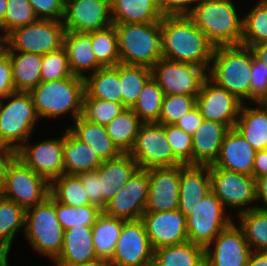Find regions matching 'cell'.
<instances>
[{"mask_svg":"<svg viewBox=\"0 0 267 266\" xmlns=\"http://www.w3.org/2000/svg\"><path fill=\"white\" fill-rule=\"evenodd\" d=\"M160 44L163 58L209 71L215 47L189 16H163Z\"/></svg>","mask_w":267,"mask_h":266,"instance_id":"cell-1","label":"cell"},{"mask_svg":"<svg viewBox=\"0 0 267 266\" xmlns=\"http://www.w3.org/2000/svg\"><path fill=\"white\" fill-rule=\"evenodd\" d=\"M234 0H199L189 17L216 48L241 45L243 15Z\"/></svg>","mask_w":267,"mask_h":266,"instance_id":"cell-2","label":"cell"},{"mask_svg":"<svg viewBox=\"0 0 267 266\" xmlns=\"http://www.w3.org/2000/svg\"><path fill=\"white\" fill-rule=\"evenodd\" d=\"M252 50L244 45L216 47L208 77L241 102H251Z\"/></svg>","mask_w":267,"mask_h":266,"instance_id":"cell-3","label":"cell"},{"mask_svg":"<svg viewBox=\"0 0 267 266\" xmlns=\"http://www.w3.org/2000/svg\"><path fill=\"white\" fill-rule=\"evenodd\" d=\"M39 119L59 118L69 114L74 121L82 116L85 95L84 78H68L40 82L30 92Z\"/></svg>","mask_w":267,"mask_h":266,"instance_id":"cell-4","label":"cell"},{"mask_svg":"<svg viewBox=\"0 0 267 266\" xmlns=\"http://www.w3.org/2000/svg\"><path fill=\"white\" fill-rule=\"evenodd\" d=\"M118 36L120 63L152 67L161 53V21L153 23H113Z\"/></svg>","mask_w":267,"mask_h":266,"instance_id":"cell-5","label":"cell"},{"mask_svg":"<svg viewBox=\"0 0 267 266\" xmlns=\"http://www.w3.org/2000/svg\"><path fill=\"white\" fill-rule=\"evenodd\" d=\"M23 232L34 251L46 256L52 263L58 258L64 229L56 215V199L51 194L42 204L26 210Z\"/></svg>","mask_w":267,"mask_h":266,"instance_id":"cell-6","label":"cell"},{"mask_svg":"<svg viewBox=\"0 0 267 266\" xmlns=\"http://www.w3.org/2000/svg\"><path fill=\"white\" fill-rule=\"evenodd\" d=\"M0 195L27 210L48 198L50 183L14 155L5 166Z\"/></svg>","mask_w":267,"mask_h":266,"instance_id":"cell-7","label":"cell"},{"mask_svg":"<svg viewBox=\"0 0 267 266\" xmlns=\"http://www.w3.org/2000/svg\"><path fill=\"white\" fill-rule=\"evenodd\" d=\"M38 120L29 92L9 94L0 100V141L15 153L31 138Z\"/></svg>","mask_w":267,"mask_h":266,"instance_id":"cell-8","label":"cell"},{"mask_svg":"<svg viewBox=\"0 0 267 266\" xmlns=\"http://www.w3.org/2000/svg\"><path fill=\"white\" fill-rule=\"evenodd\" d=\"M65 32L62 21L39 19L10 32L5 50L45 55L63 47Z\"/></svg>","mask_w":267,"mask_h":266,"instance_id":"cell-9","label":"cell"},{"mask_svg":"<svg viewBox=\"0 0 267 266\" xmlns=\"http://www.w3.org/2000/svg\"><path fill=\"white\" fill-rule=\"evenodd\" d=\"M209 167L211 191L227 211L237 210L238 215L256 208V205H253L257 202L256 179L253 176L215 168L212 165Z\"/></svg>","mask_w":267,"mask_h":266,"instance_id":"cell-10","label":"cell"},{"mask_svg":"<svg viewBox=\"0 0 267 266\" xmlns=\"http://www.w3.org/2000/svg\"><path fill=\"white\" fill-rule=\"evenodd\" d=\"M226 212L219 198L212 191L209 192L186 218L188 240L205 249L233 222L234 217Z\"/></svg>","mask_w":267,"mask_h":266,"instance_id":"cell-11","label":"cell"},{"mask_svg":"<svg viewBox=\"0 0 267 266\" xmlns=\"http://www.w3.org/2000/svg\"><path fill=\"white\" fill-rule=\"evenodd\" d=\"M152 77L164 95L198 96L208 71L203 67L161 58L152 67Z\"/></svg>","mask_w":267,"mask_h":266,"instance_id":"cell-12","label":"cell"},{"mask_svg":"<svg viewBox=\"0 0 267 266\" xmlns=\"http://www.w3.org/2000/svg\"><path fill=\"white\" fill-rule=\"evenodd\" d=\"M129 154L134 158L139 169L182 165L174 156L166 139L165 125L157 122L141 124Z\"/></svg>","mask_w":267,"mask_h":266,"instance_id":"cell-13","label":"cell"},{"mask_svg":"<svg viewBox=\"0 0 267 266\" xmlns=\"http://www.w3.org/2000/svg\"><path fill=\"white\" fill-rule=\"evenodd\" d=\"M30 140L31 138L15 152V155L49 183L64 174V132L59 137L45 139L34 145L30 144Z\"/></svg>","mask_w":267,"mask_h":266,"instance_id":"cell-14","label":"cell"},{"mask_svg":"<svg viewBox=\"0 0 267 266\" xmlns=\"http://www.w3.org/2000/svg\"><path fill=\"white\" fill-rule=\"evenodd\" d=\"M149 191V176L146 169H138L125 183L117 190L103 212L109 216L124 219L138 220L146 211Z\"/></svg>","mask_w":267,"mask_h":266,"instance_id":"cell-15","label":"cell"},{"mask_svg":"<svg viewBox=\"0 0 267 266\" xmlns=\"http://www.w3.org/2000/svg\"><path fill=\"white\" fill-rule=\"evenodd\" d=\"M241 102L235 95L219 87L207 77L196 99L201 116L206 120L220 122L234 128L239 117Z\"/></svg>","mask_w":267,"mask_h":266,"instance_id":"cell-16","label":"cell"},{"mask_svg":"<svg viewBox=\"0 0 267 266\" xmlns=\"http://www.w3.org/2000/svg\"><path fill=\"white\" fill-rule=\"evenodd\" d=\"M154 249L141 219L123 223L112 259V266H138L153 259Z\"/></svg>","mask_w":267,"mask_h":266,"instance_id":"cell-17","label":"cell"},{"mask_svg":"<svg viewBox=\"0 0 267 266\" xmlns=\"http://www.w3.org/2000/svg\"><path fill=\"white\" fill-rule=\"evenodd\" d=\"M235 222L222 230L205 248L206 266H247L252 250Z\"/></svg>","mask_w":267,"mask_h":266,"instance_id":"cell-18","label":"cell"},{"mask_svg":"<svg viewBox=\"0 0 267 266\" xmlns=\"http://www.w3.org/2000/svg\"><path fill=\"white\" fill-rule=\"evenodd\" d=\"M66 31L89 33L111 26L110 0H65Z\"/></svg>","mask_w":267,"mask_h":266,"instance_id":"cell-19","label":"cell"},{"mask_svg":"<svg viewBox=\"0 0 267 266\" xmlns=\"http://www.w3.org/2000/svg\"><path fill=\"white\" fill-rule=\"evenodd\" d=\"M141 220L154 250L188 241L186 216L178 209L145 212Z\"/></svg>","mask_w":267,"mask_h":266,"instance_id":"cell-20","label":"cell"},{"mask_svg":"<svg viewBox=\"0 0 267 266\" xmlns=\"http://www.w3.org/2000/svg\"><path fill=\"white\" fill-rule=\"evenodd\" d=\"M149 176L148 202L145 212L178 209L180 165L146 169Z\"/></svg>","mask_w":267,"mask_h":266,"instance_id":"cell-21","label":"cell"},{"mask_svg":"<svg viewBox=\"0 0 267 266\" xmlns=\"http://www.w3.org/2000/svg\"><path fill=\"white\" fill-rule=\"evenodd\" d=\"M256 150L234 127L230 128L222 141L215 168L253 176V164Z\"/></svg>","mask_w":267,"mask_h":266,"instance_id":"cell-22","label":"cell"},{"mask_svg":"<svg viewBox=\"0 0 267 266\" xmlns=\"http://www.w3.org/2000/svg\"><path fill=\"white\" fill-rule=\"evenodd\" d=\"M209 192H211L209 166L180 165L178 210L186 218Z\"/></svg>","mask_w":267,"mask_h":266,"instance_id":"cell-23","label":"cell"},{"mask_svg":"<svg viewBox=\"0 0 267 266\" xmlns=\"http://www.w3.org/2000/svg\"><path fill=\"white\" fill-rule=\"evenodd\" d=\"M228 131L226 125L204 119L192 135V165H213Z\"/></svg>","mask_w":267,"mask_h":266,"instance_id":"cell-24","label":"cell"},{"mask_svg":"<svg viewBox=\"0 0 267 266\" xmlns=\"http://www.w3.org/2000/svg\"><path fill=\"white\" fill-rule=\"evenodd\" d=\"M97 259L94 249L92 226H73L64 230L63 245L54 265H73Z\"/></svg>","mask_w":267,"mask_h":266,"instance_id":"cell-25","label":"cell"},{"mask_svg":"<svg viewBox=\"0 0 267 266\" xmlns=\"http://www.w3.org/2000/svg\"><path fill=\"white\" fill-rule=\"evenodd\" d=\"M63 47L67 51L68 63L73 75L85 79L86 73L92 74L103 68L97 62L93 52L90 32L66 31Z\"/></svg>","mask_w":267,"mask_h":266,"instance_id":"cell-26","label":"cell"},{"mask_svg":"<svg viewBox=\"0 0 267 266\" xmlns=\"http://www.w3.org/2000/svg\"><path fill=\"white\" fill-rule=\"evenodd\" d=\"M243 103L235 128L256 150L267 149V107L262 102Z\"/></svg>","mask_w":267,"mask_h":266,"instance_id":"cell-27","label":"cell"},{"mask_svg":"<svg viewBox=\"0 0 267 266\" xmlns=\"http://www.w3.org/2000/svg\"><path fill=\"white\" fill-rule=\"evenodd\" d=\"M64 174L78 175L95 171L103 162L96 151L77 139L67 128L63 144Z\"/></svg>","mask_w":267,"mask_h":266,"instance_id":"cell-28","label":"cell"},{"mask_svg":"<svg viewBox=\"0 0 267 266\" xmlns=\"http://www.w3.org/2000/svg\"><path fill=\"white\" fill-rule=\"evenodd\" d=\"M139 169L138 164L129 153L103 161L98 167V177L101 180L102 193L108 202L121 189L128 179Z\"/></svg>","mask_w":267,"mask_h":266,"instance_id":"cell-29","label":"cell"},{"mask_svg":"<svg viewBox=\"0 0 267 266\" xmlns=\"http://www.w3.org/2000/svg\"><path fill=\"white\" fill-rule=\"evenodd\" d=\"M67 129L80 141L90 145L103 160H111L119 157L122 152L113 143L106 127L87 121L79 116Z\"/></svg>","mask_w":267,"mask_h":266,"instance_id":"cell-30","label":"cell"},{"mask_svg":"<svg viewBox=\"0 0 267 266\" xmlns=\"http://www.w3.org/2000/svg\"><path fill=\"white\" fill-rule=\"evenodd\" d=\"M112 23H153L163 17L159 0H110Z\"/></svg>","mask_w":267,"mask_h":266,"instance_id":"cell-31","label":"cell"},{"mask_svg":"<svg viewBox=\"0 0 267 266\" xmlns=\"http://www.w3.org/2000/svg\"><path fill=\"white\" fill-rule=\"evenodd\" d=\"M15 92H30L41 82L42 55L8 52Z\"/></svg>","mask_w":267,"mask_h":266,"instance_id":"cell-32","label":"cell"},{"mask_svg":"<svg viewBox=\"0 0 267 266\" xmlns=\"http://www.w3.org/2000/svg\"><path fill=\"white\" fill-rule=\"evenodd\" d=\"M157 266H206L205 249L189 240L154 250Z\"/></svg>","mask_w":267,"mask_h":266,"instance_id":"cell-33","label":"cell"},{"mask_svg":"<svg viewBox=\"0 0 267 266\" xmlns=\"http://www.w3.org/2000/svg\"><path fill=\"white\" fill-rule=\"evenodd\" d=\"M85 80L84 98H98L122 103L119 72L114 67H104L88 74Z\"/></svg>","mask_w":267,"mask_h":266,"instance_id":"cell-34","label":"cell"},{"mask_svg":"<svg viewBox=\"0 0 267 266\" xmlns=\"http://www.w3.org/2000/svg\"><path fill=\"white\" fill-rule=\"evenodd\" d=\"M126 220L102 212L92 226V237L97 259L110 261Z\"/></svg>","mask_w":267,"mask_h":266,"instance_id":"cell-35","label":"cell"},{"mask_svg":"<svg viewBox=\"0 0 267 266\" xmlns=\"http://www.w3.org/2000/svg\"><path fill=\"white\" fill-rule=\"evenodd\" d=\"M142 123L132 109L126 108L105 127L109 137L118 149L122 153H129L133 149Z\"/></svg>","mask_w":267,"mask_h":266,"instance_id":"cell-36","label":"cell"},{"mask_svg":"<svg viewBox=\"0 0 267 266\" xmlns=\"http://www.w3.org/2000/svg\"><path fill=\"white\" fill-rule=\"evenodd\" d=\"M26 210L0 195V252L10 254L19 230L25 228Z\"/></svg>","mask_w":267,"mask_h":266,"instance_id":"cell-37","label":"cell"},{"mask_svg":"<svg viewBox=\"0 0 267 266\" xmlns=\"http://www.w3.org/2000/svg\"><path fill=\"white\" fill-rule=\"evenodd\" d=\"M120 76L122 104L131 109L146 82L152 77V69L144 66L119 63L114 67Z\"/></svg>","mask_w":267,"mask_h":266,"instance_id":"cell-38","label":"cell"},{"mask_svg":"<svg viewBox=\"0 0 267 266\" xmlns=\"http://www.w3.org/2000/svg\"><path fill=\"white\" fill-rule=\"evenodd\" d=\"M252 251H267V212L254 208L236 215Z\"/></svg>","mask_w":267,"mask_h":266,"instance_id":"cell-39","label":"cell"},{"mask_svg":"<svg viewBox=\"0 0 267 266\" xmlns=\"http://www.w3.org/2000/svg\"><path fill=\"white\" fill-rule=\"evenodd\" d=\"M50 194L65 205L78 207L90 204V199L77 175L62 174L50 183Z\"/></svg>","mask_w":267,"mask_h":266,"instance_id":"cell-40","label":"cell"},{"mask_svg":"<svg viewBox=\"0 0 267 266\" xmlns=\"http://www.w3.org/2000/svg\"><path fill=\"white\" fill-rule=\"evenodd\" d=\"M164 93L158 82L151 77L140 92L135 105L131 108L143 123L158 122Z\"/></svg>","mask_w":267,"mask_h":266,"instance_id":"cell-41","label":"cell"},{"mask_svg":"<svg viewBox=\"0 0 267 266\" xmlns=\"http://www.w3.org/2000/svg\"><path fill=\"white\" fill-rule=\"evenodd\" d=\"M92 49L97 62L104 67H115L120 63L118 36L115 26L90 32Z\"/></svg>","mask_w":267,"mask_h":266,"instance_id":"cell-42","label":"cell"},{"mask_svg":"<svg viewBox=\"0 0 267 266\" xmlns=\"http://www.w3.org/2000/svg\"><path fill=\"white\" fill-rule=\"evenodd\" d=\"M247 14H244L243 37L241 45L267 42V2H256Z\"/></svg>","mask_w":267,"mask_h":266,"instance_id":"cell-43","label":"cell"},{"mask_svg":"<svg viewBox=\"0 0 267 266\" xmlns=\"http://www.w3.org/2000/svg\"><path fill=\"white\" fill-rule=\"evenodd\" d=\"M102 212L94 205L73 207L56 200V215L64 230L80 225L93 226Z\"/></svg>","mask_w":267,"mask_h":266,"instance_id":"cell-44","label":"cell"},{"mask_svg":"<svg viewBox=\"0 0 267 266\" xmlns=\"http://www.w3.org/2000/svg\"><path fill=\"white\" fill-rule=\"evenodd\" d=\"M126 107L122 103L106 101L98 98H84L82 117L89 122L106 126Z\"/></svg>","mask_w":267,"mask_h":266,"instance_id":"cell-45","label":"cell"},{"mask_svg":"<svg viewBox=\"0 0 267 266\" xmlns=\"http://www.w3.org/2000/svg\"><path fill=\"white\" fill-rule=\"evenodd\" d=\"M39 19L29 0H7L6 14L0 32L6 37L14 29L32 24Z\"/></svg>","mask_w":267,"mask_h":266,"instance_id":"cell-46","label":"cell"},{"mask_svg":"<svg viewBox=\"0 0 267 266\" xmlns=\"http://www.w3.org/2000/svg\"><path fill=\"white\" fill-rule=\"evenodd\" d=\"M197 96L164 95L160 118L157 123L175 125L177 121L196 106Z\"/></svg>","mask_w":267,"mask_h":266,"instance_id":"cell-47","label":"cell"},{"mask_svg":"<svg viewBox=\"0 0 267 266\" xmlns=\"http://www.w3.org/2000/svg\"><path fill=\"white\" fill-rule=\"evenodd\" d=\"M72 75L64 47L42 55L41 82L64 79Z\"/></svg>","mask_w":267,"mask_h":266,"instance_id":"cell-48","label":"cell"},{"mask_svg":"<svg viewBox=\"0 0 267 266\" xmlns=\"http://www.w3.org/2000/svg\"><path fill=\"white\" fill-rule=\"evenodd\" d=\"M166 139L174 156L184 165H192V136L175 125H165Z\"/></svg>","mask_w":267,"mask_h":266,"instance_id":"cell-49","label":"cell"},{"mask_svg":"<svg viewBox=\"0 0 267 266\" xmlns=\"http://www.w3.org/2000/svg\"><path fill=\"white\" fill-rule=\"evenodd\" d=\"M251 103L267 100V66L252 52Z\"/></svg>","mask_w":267,"mask_h":266,"instance_id":"cell-50","label":"cell"},{"mask_svg":"<svg viewBox=\"0 0 267 266\" xmlns=\"http://www.w3.org/2000/svg\"><path fill=\"white\" fill-rule=\"evenodd\" d=\"M89 196L90 204L104 210L107 206V201L102 193L101 180L98 177V168L95 171H88L77 175Z\"/></svg>","mask_w":267,"mask_h":266,"instance_id":"cell-51","label":"cell"},{"mask_svg":"<svg viewBox=\"0 0 267 266\" xmlns=\"http://www.w3.org/2000/svg\"><path fill=\"white\" fill-rule=\"evenodd\" d=\"M38 19L62 21L65 0H29Z\"/></svg>","mask_w":267,"mask_h":266,"instance_id":"cell-52","label":"cell"},{"mask_svg":"<svg viewBox=\"0 0 267 266\" xmlns=\"http://www.w3.org/2000/svg\"><path fill=\"white\" fill-rule=\"evenodd\" d=\"M14 83L12 78V66L9 53L4 50L0 54V100H3L9 94L14 93Z\"/></svg>","mask_w":267,"mask_h":266,"instance_id":"cell-53","label":"cell"},{"mask_svg":"<svg viewBox=\"0 0 267 266\" xmlns=\"http://www.w3.org/2000/svg\"><path fill=\"white\" fill-rule=\"evenodd\" d=\"M199 0H159L163 16H189Z\"/></svg>","mask_w":267,"mask_h":266,"instance_id":"cell-54","label":"cell"},{"mask_svg":"<svg viewBox=\"0 0 267 266\" xmlns=\"http://www.w3.org/2000/svg\"><path fill=\"white\" fill-rule=\"evenodd\" d=\"M204 118L201 116L200 111L197 106L191 109L183 117H181L175 126L182 129L189 135H193L196 129L201 125Z\"/></svg>","mask_w":267,"mask_h":266,"instance_id":"cell-55","label":"cell"},{"mask_svg":"<svg viewBox=\"0 0 267 266\" xmlns=\"http://www.w3.org/2000/svg\"><path fill=\"white\" fill-rule=\"evenodd\" d=\"M256 201L263 203L260 206L256 205V208L267 212V175L256 179Z\"/></svg>","mask_w":267,"mask_h":266,"instance_id":"cell-56","label":"cell"},{"mask_svg":"<svg viewBox=\"0 0 267 266\" xmlns=\"http://www.w3.org/2000/svg\"><path fill=\"white\" fill-rule=\"evenodd\" d=\"M264 175H267V149L256 152L253 164V177L257 179Z\"/></svg>","mask_w":267,"mask_h":266,"instance_id":"cell-57","label":"cell"},{"mask_svg":"<svg viewBox=\"0 0 267 266\" xmlns=\"http://www.w3.org/2000/svg\"><path fill=\"white\" fill-rule=\"evenodd\" d=\"M15 155V153L4 143L0 141V181L7 162Z\"/></svg>","mask_w":267,"mask_h":266,"instance_id":"cell-58","label":"cell"},{"mask_svg":"<svg viewBox=\"0 0 267 266\" xmlns=\"http://www.w3.org/2000/svg\"><path fill=\"white\" fill-rule=\"evenodd\" d=\"M247 266H267V251H252Z\"/></svg>","mask_w":267,"mask_h":266,"instance_id":"cell-59","label":"cell"},{"mask_svg":"<svg viewBox=\"0 0 267 266\" xmlns=\"http://www.w3.org/2000/svg\"><path fill=\"white\" fill-rule=\"evenodd\" d=\"M250 48L254 56L267 66V42L252 45Z\"/></svg>","mask_w":267,"mask_h":266,"instance_id":"cell-60","label":"cell"},{"mask_svg":"<svg viewBox=\"0 0 267 266\" xmlns=\"http://www.w3.org/2000/svg\"><path fill=\"white\" fill-rule=\"evenodd\" d=\"M53 266H112L109 261L96 259L91 262L82 263V264H73V265H53Z\"/></svg>","mask_w":267,"mask_h":266,"instance_id":"cell-61","label":"cell"},{"mask_svg":"<svg viewBox=\"0 0 267 266\" xmlns=\"http://www.w3.org/2000/svg\"><path fill=\"white\" fill-rule=\"evenodd\" d=\"M6 8H7V0H0V25L4 21V17L6 14Z\"/></svg>","mask_w":267,"mask_h":266,"instance_id":"cell-62","label":"cell"},{"mask_svg":"<svg viewBox=\"0 0 267 266\" xmlns=\"http://www.w3.org/2000/svg\"><path fill=\"white\" fill-rule=\"evenodd\" d=\"M6 47V37L3 33H0V54L5 50Z\"/></svg>","mask_w":267,"mask_h":266,"instance_id":"cell-63","label":"cell"},{"mask_svg":"<svg viewBox=\"0 0 267 266\" xmlns=\"http://www.w3.org/2000/svg\"><path fill=\"white\" fill-rule=\"evenodd\" d=\"M8 255L7 254L1 261H0V266H9V259H8Z\"/></svg>","mask_w":267,"mask_h":266,"instance_id":"cell-64","label":"cell"},{"mask_svg":"<svg viewBox=\"0 0 267 266\" xmlns=\"http://www.w3.org/2000/svg\"><path fill=\"white\" fill-rule=\"evenodd\" d=\"M138 266H157L156 263L154 262V260L152 259L151 261L138 265Z\"/></svg>","mask_w":267,"mask_h":266,"instance_id":"cell-65","label":"cell"},{"mask_svg":"<svg viewBox=\"0 0 267 266\" xmlns=\"http://www.w3.org/2000/svg\"><path fill=\"white\" fill-rule=\"evenodd\" d=\"M6 253L0 252V261L6 256Z\"/></svg>","mask_w":267,"mask_h":266,"instance_id":"cell-66","label":"cell"},{"mask_svg":"<svg viewBox=\"0 0 267 266\" xmlns=\"http://www.w3.org/2000/svg\"><path fill=\"white\" fill-rule=\"evenodd\" d=\"M267 107V100L262 102Z\"/></svg>","mask_w":267,"mask_h":266,"instance_id":"cell-67","label":"cell"},{"mask_svg":"<svg viewBox=\"0 0 267 266\" xmlns=\"http://www.w3.org/2000/svg\"><path fill=\"white\" fill-rule=\"evenodd\" d=\"M259 2H267V0H258Z\"/></svg>","mask_w":267,"mask_h":266,"instance_id":"cell-68","label":"cell"}]
</instances>
